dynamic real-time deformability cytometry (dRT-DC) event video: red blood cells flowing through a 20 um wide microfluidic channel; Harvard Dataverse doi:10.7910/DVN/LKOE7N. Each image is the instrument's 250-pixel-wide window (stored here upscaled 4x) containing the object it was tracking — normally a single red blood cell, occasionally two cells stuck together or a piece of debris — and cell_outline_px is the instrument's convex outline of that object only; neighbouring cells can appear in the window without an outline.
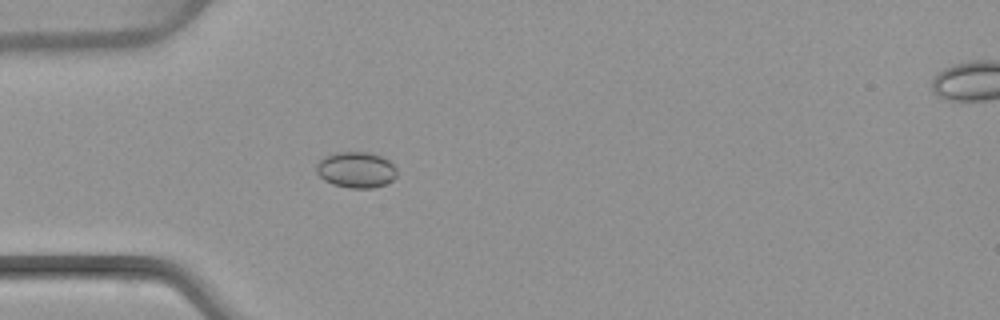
{"species": "common noctule bat (a hibernating species)", "species_latin": "Nyctalus noctula", "temperature_condition": "warm", "stored_images_in_passage": 5, "camera_frame_rate_fps": 3000, "um_per_image_px": 0.085, "animal": {"sex": "female", "body_mass_g": 22.7, "forearm_length_mm": 54.2}, "frame": {"image": 1, "passage_image": 4, "time_ms": 3.667, "image_size_px": [1000, 320], "cell_outline_px": [[396, 176], [392, 180], [384, 184], [372, 188], [348, 188], [332, 184], [324, 180], [316, 172], [316, 164], [324, 156], [336, 152], [368, 152], [384, 156], [396, 168]], "centroid_in_image_um": [30.26, 14.42], "position_along_channel_um": 54.7, "area_um2": 16.99}}